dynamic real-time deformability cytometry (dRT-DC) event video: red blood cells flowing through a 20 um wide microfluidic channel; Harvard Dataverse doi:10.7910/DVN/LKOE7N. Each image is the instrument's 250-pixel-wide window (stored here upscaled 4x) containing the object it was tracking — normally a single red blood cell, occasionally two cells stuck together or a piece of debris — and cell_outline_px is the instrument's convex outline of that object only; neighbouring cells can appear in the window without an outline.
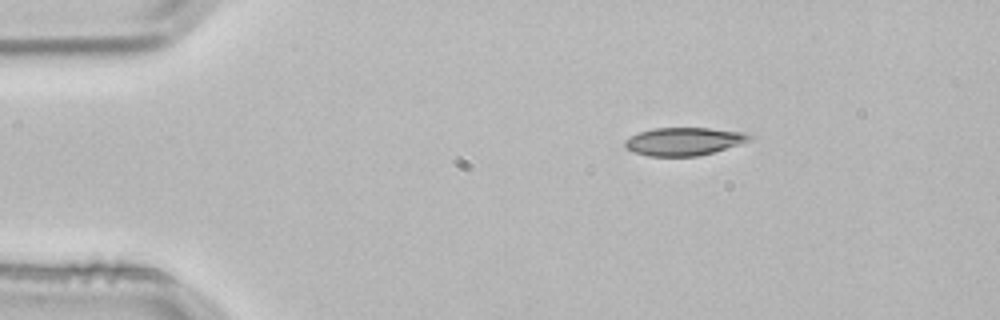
{"species": "common noctule bat (a hibernating species)", "species_latin": "Nyctalus noctula", "temperature_condition": "room temperature", "stored_images_in_passage": 2, "camera_frame_rate_fps": 3000, "um_per_image_px": 0.085, "animal": {"sex": "male", "body_mass_g": 21.5, "forearm_length_mm": 52.0}, "frame": {"image": 1, "passage_image": 1, "time_ms": 0.0, "image_size_px": [1000, 320], "cell_outline_px": [[756, 136], [752, 140], [712, 152], [696, 156], [648, 156], [632, 152], [624, 148], [624, 140], [640, 132], [652, 128], [708, 128], [744, 132]], "centroid_in_image_um": [58.12, 12.02], "position_along_channel_um": 26.9, "area_um2": 20.35}}